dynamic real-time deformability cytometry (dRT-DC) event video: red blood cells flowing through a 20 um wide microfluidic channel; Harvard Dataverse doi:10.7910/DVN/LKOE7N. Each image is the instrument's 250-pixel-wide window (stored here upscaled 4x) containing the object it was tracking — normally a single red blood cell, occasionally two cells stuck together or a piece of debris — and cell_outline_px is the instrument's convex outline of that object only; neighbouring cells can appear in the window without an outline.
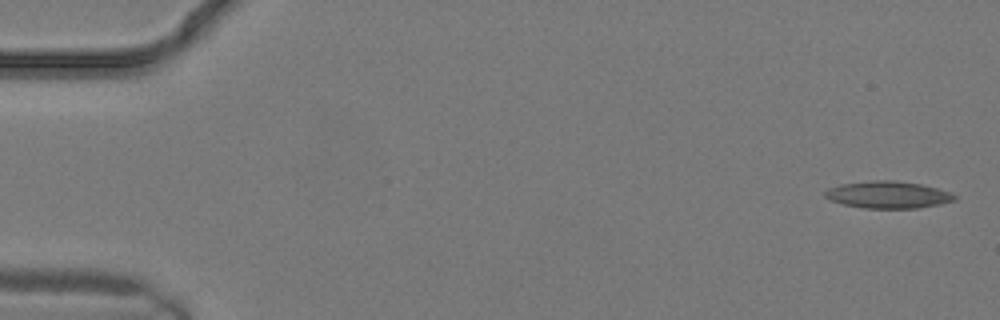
{"species": "common noctule bat (a hibernating species)", "species_latin": "Nyctalus noctula", "temperature_condition": "warm", "stored_images_in_passage": 5, "camera_frame_rate_fps": 3000, "um_per_image_px": 0.085, "animal": {"sex": "male", "body_mass_g": 19.2, "forearm_length_mm": 51.8}, "frame": {"image": 1, "passage_image": 1, "time_ms": 0.0, "image_size_px": [1000, 320], "cell_outline_px": [[956, 200], [940, 204], [916, 208], [864, 208], [844, 204], [832, 200], [824, 196], [824, 192], [828, 188], [840, 184], [872, 180], [892, 180], [920, 184], [936, 188], [948, 192], [956, 196]], "centroid_in_image_um": [75.46, 16.55], "position_along_channel_um": 9.5, "area_um2": 20.23}}